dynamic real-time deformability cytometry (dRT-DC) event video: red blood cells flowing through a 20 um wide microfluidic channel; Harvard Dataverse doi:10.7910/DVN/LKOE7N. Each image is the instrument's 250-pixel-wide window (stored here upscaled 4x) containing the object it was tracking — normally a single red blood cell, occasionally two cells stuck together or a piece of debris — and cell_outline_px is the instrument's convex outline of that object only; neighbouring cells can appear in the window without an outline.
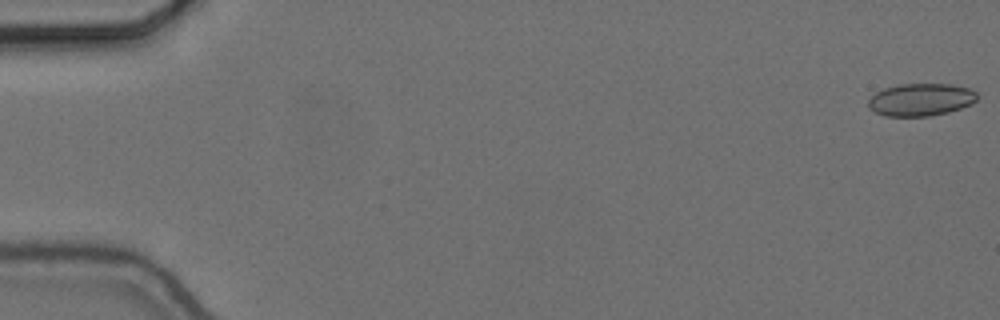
{"species": "common noctule bat (a hibernating species)", "species_latin": "Nyctalus noctula", "temperature_condition": "cold", "stored_images_in_passage": 8, "camera_frame_rate_fps": 3000, "um_per_image_px": 0.085, "animal": {"sex": "female", "body_mass_g": 24.6, "forearm_length_mm": 56.2}, "frame": {"image": 1, "passage_image": 1, "time_ms": 0.0, "image_size_px": [1000, 320], "cell_outline_px": [[976, 100], [972, 104], [948, 112], [928, 116], [884, 116], [868, 108], [868, 100], [876, 92], [884, 88], [900, 84], [952, 84], [968, 88], [976, 92]], "centroid_in_image_um": [78.25, 8.47], "position_along_channel_um": 6.8, "area_um2": 20.58}}